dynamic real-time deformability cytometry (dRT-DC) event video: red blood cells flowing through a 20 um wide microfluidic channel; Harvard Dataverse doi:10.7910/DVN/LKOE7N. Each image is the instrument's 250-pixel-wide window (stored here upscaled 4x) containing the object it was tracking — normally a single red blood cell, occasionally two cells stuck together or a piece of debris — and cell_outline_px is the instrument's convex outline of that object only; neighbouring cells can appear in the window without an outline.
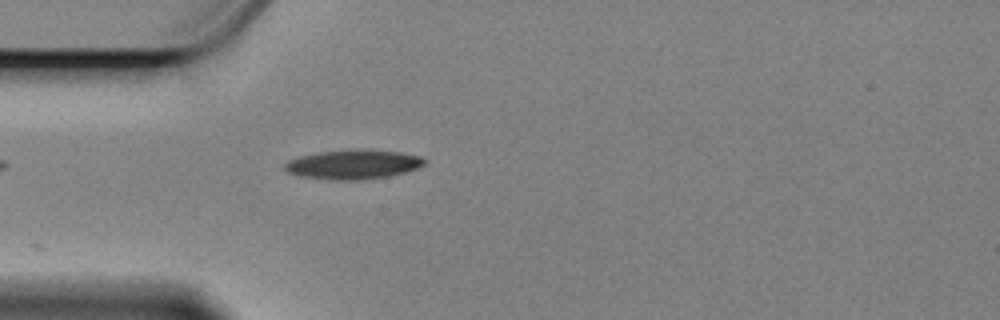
{"species": "Egyptian fruit bat (a non-hibernating species)", "species_latin": "Rousettus aegyptiacus", "temperature_condition": "cold", "stored_images_in_passage": 37, "camera_frame_rate_fps": 3000, "um_per_image_px": 0.085, "animal": {"sex": "female"}, "frame": {"image": 1, "passage_image": 1, "time_ms": 0.0, "image_size_px": [1000, 320], "cell_outline_px": [[428, 160], [424, 164], [416, 168], [404, 172], [384, 176], [304, 176], [288, 172], [284, 168], [284, 164], [288, 160], [300, 156], [320, 152], [400, 152], [420, 156]], "centroid_in_image_um": [30.05, 13.93], "position_along_channel_um": 55.0, "area_um2": 21.04}}
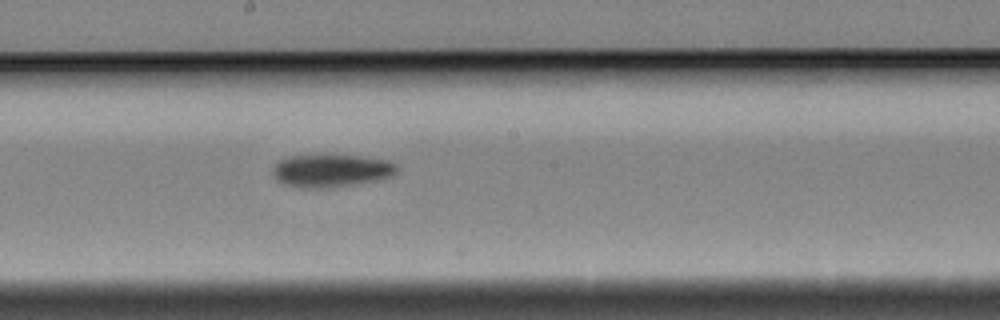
{"frame": {"image": 2, "passage_image": 16, "time_ms": 5.0, "image_size_px": [1000, 320], "cell_outline_px": [[396, 172], [380, 180], [332, 188], [304, 188], [288, 184], [276, 180], [272, 172], [272, 168], [280, 160], [288, 156], [324, 152], [360, 156], [384, 160], [396, 164]], "centroid_in_image_um": [28.11, 14.46], "position_along_channel_um": 220.1, "area_um2": 24.39}}
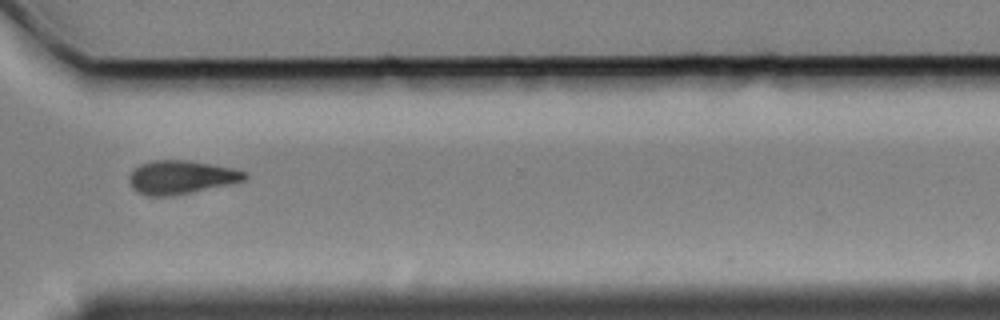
{"frame": {"image": 3, "passage_image": 28, "time_ms": 9.0, "image_size_px": [1000, 320], "cell_outline_px": [[248, 176], [244, 180], [228, 184], [172, 196], [148, 196], [132, 188], [128, 176], [140, 164], [152, 160], [188, 160], [232, 168], [248, 172]], "centroid_in_image_um": [15.39, 15.06], "position_along_channel_um": 355.2, "area_um2": 22.31}, "authors_computed_cell_mechanics": {"area_um2": 22.6576, "velocity_mm_per_s": 3.3722, "shape_relaxation_time_tau1_ms": 2.3429, "shape_relaxation_time_tau2_ms": null, "deformation_change_tau1": 0.1357, "deformation_change_tau2": null}}